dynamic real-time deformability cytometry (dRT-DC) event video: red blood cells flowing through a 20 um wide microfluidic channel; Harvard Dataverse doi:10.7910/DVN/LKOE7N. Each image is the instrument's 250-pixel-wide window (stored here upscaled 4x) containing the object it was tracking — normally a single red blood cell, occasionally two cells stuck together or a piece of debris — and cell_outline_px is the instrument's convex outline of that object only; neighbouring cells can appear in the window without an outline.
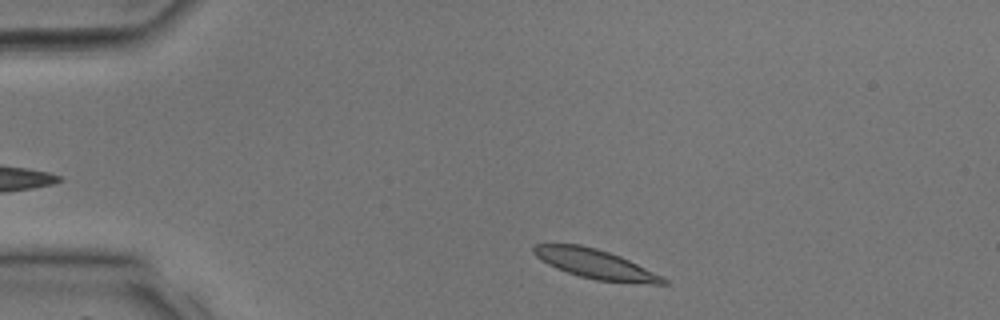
{"species": "common noctule bat (a hibernating species)", "species_latin": "Nyctalus noctula", "temperature_condition": "room temperature", "stored_images_in_passage": 28, "camera_frame_rate_fps": 3000, "um_per_image_px": 0.085, "animal": {"sex": "male", "body_mass_g": 17.9, "forearm_length_mm": 54.2}, "frame": {"image": 1, "passage_image": 1, "time_ms": 0.0, "image_size_px": [1000, 320], "cell_outline_px": [[668, 284], [652, 284], [596, 280], [580, 276], [556, 268], [540, 260], [532, 252], [532, 248], [536, 244], [580, 244], [596, 248], [620, 256], [668, 280]], "centroid_in_image_um": [50.55, 22.43], "position_along_channel_um": 34.5, "area_um2": 21.79}}
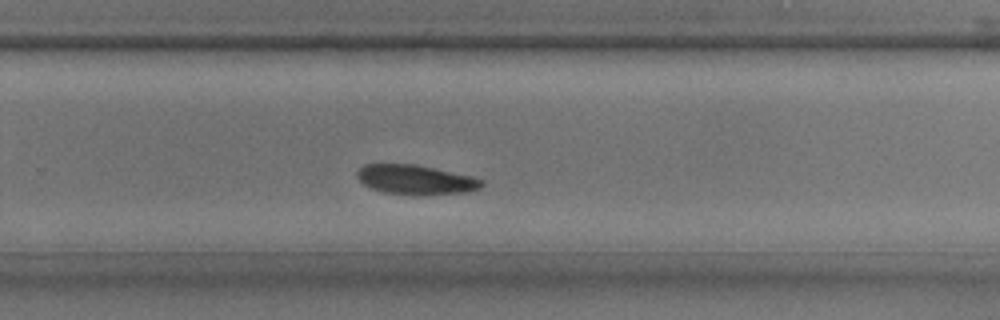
{"frame": {"image": 2, "passage_image": 17, "time_ms": 5.333, "image_size_px": [1000, 320], "cell_outline_px": [[484, 184], [480, 188], [468, 192], [420, 196], [384, 192], [372, 188], [364, 184], [356, 176], [356, 172], [364, 164], [416, 164], [472, 176], [484, 180]], "centroid_in_image_um": [35.37, 15.28], "position_along_channel_um": 294.4, "area_um2": 21.68}}
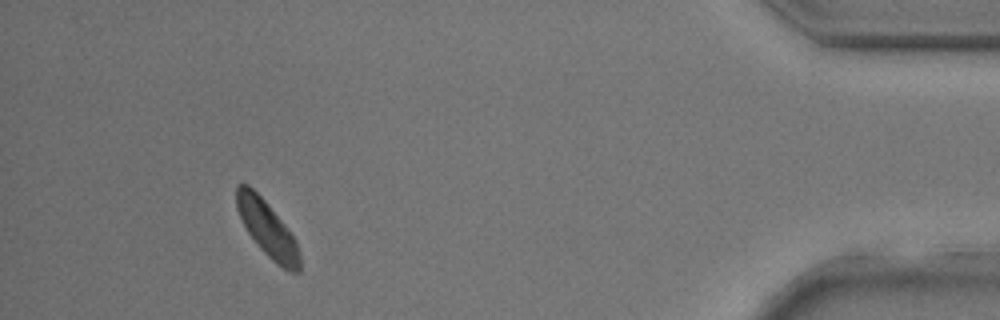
{"frame": {"image": 3, "passage_image": 26, "time_ms": 8.333, "image_size_px": [1000, 320], "cell_outline_px": [[300, 272], [288, 272], [276, 264], [260, 248], [248, 232], [236, 208], [236, 184], [248, 184], [268, 204], [284, 224], [292, 236], [300, 252]], "centroid_in_image_um": [22.72, 19.47], "position_along_channel_um": 412.5, "area_um2": 20.17}}